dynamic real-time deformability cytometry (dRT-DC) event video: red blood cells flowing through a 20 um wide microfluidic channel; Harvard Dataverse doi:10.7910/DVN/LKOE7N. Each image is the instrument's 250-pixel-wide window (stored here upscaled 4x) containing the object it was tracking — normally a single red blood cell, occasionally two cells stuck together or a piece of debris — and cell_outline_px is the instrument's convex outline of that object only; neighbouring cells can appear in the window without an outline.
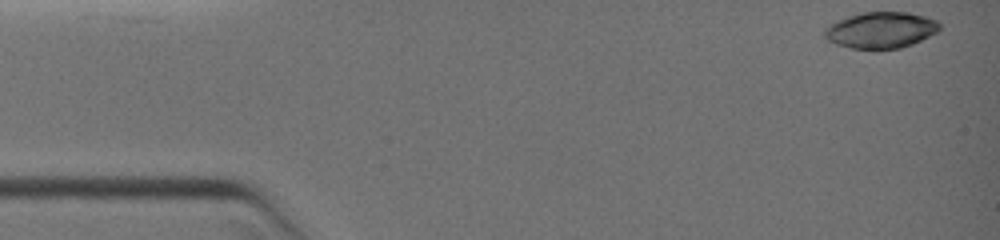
{"species": "common noctule bat (a hibernating species)", "species_latin": "Nyctalus noctula", "temperature_condition": "warm", "stored_images_in_passage": 31, "camera_frame_rate_fps": 3000, "um_per_image_px": 0.085, "animal": {"sex": "female", "body_mass_g": 19.0, "forearm_length_mm": 51.5}, "frame": {"image": 1, "passage_image": 1, "time_ms": 0.0, "image_size_px": [1000, 240], "cell_outline_px": [[940, 28], [936, 32], [912, 44], [900, 48], [876, 52], [872, 52], [852, 48], [836, 44], [828, 40], [824, 36], [824, 28], [828, 24], [836, 20], [848, 16], [864, 12], [908, 12], [924, 16], [936, 20], [940, 24]], "centroid_in_image_um": [74.82, 2.59], "position_along_channel_um": 10.2, "area_um2": 24.85}}
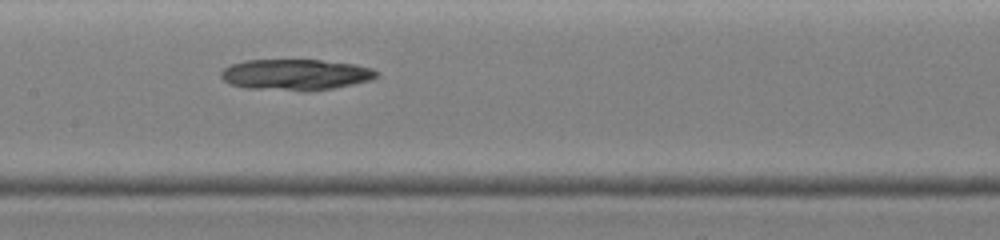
{"frame": {"image": 2, "passage_image": 17, "time_ms": 6.0, "image_size_px": [1000, 240], "cell_outline_px": [[380, 76], [368, 80], [352, 84], [312, 92], [300, 92], [244, 88], [228, 84], [220, 76], [220, 72], [224, 68], [232, 64], [244, 60], [320, 60], [356, 64], [372, 68], [380, 72]], "centroid_in_image_um": [25.12, 6.36], "position_along_channel_um": 182.3, "area_um2": 28.67}}
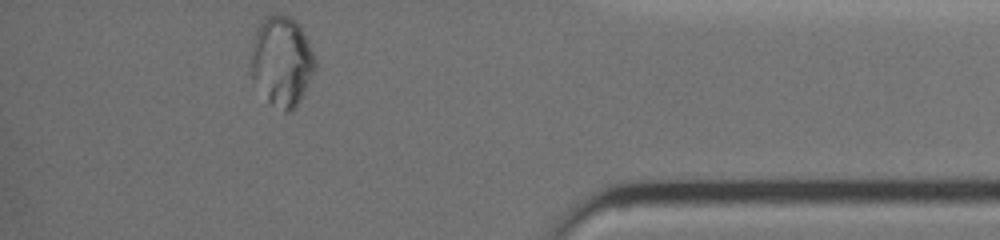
{"frame": {"image": 3, "passage_image": 31, "time_ms": 11.333, "image_size_px": [1000, 240], "cell_outline_px": [[316, 68], [300, 100], [288, 112], [284, 112], [268, 100], [252, 84], [252, 40], [260, 24], [268, 16], [276, 12], [280, 12], [296, 20], [300, 24], [316, 56]], "centroid_in_image_um": [23.97, 5.17], "position_along_channel_um": 411.2, "area_um2": 33.76}}